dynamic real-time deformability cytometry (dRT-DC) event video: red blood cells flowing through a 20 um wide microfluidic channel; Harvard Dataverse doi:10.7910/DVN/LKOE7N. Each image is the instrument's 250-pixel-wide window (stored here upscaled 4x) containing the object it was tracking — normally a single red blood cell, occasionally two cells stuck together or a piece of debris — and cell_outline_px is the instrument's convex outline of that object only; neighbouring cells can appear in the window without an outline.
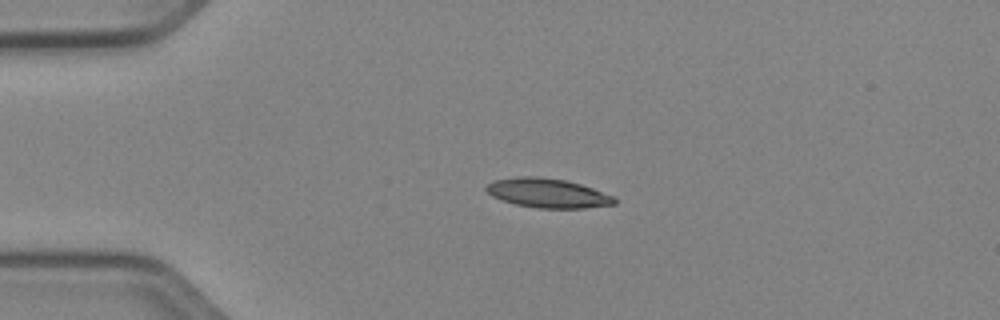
{"species": "Egyptian fruit bat (a non-hibernating species)", "species_latin": "Rousettus aegyptiacus", "temperature_condition": "cold", "stored_images_in_passage": 25, "camera_frame_rate_fps": 3000, "um_per_image_px": 0.085, "animal": {"sex": "female"}, "frame": {"image": 1, "passage_image": 1, "time_ms": 0.0, "image_size_px": [1000, 320], "cell_outline_px": [[616, 204], [584, 208], [536, 208], [516, 204], [500, 200], [492, 196], [484, 188], [488, 184], [496, 180], [516, 176], [536, 176], [564, 180], [580, 184], [592, 188], [612, 196], [616, 200]], "centroid_in_image_um": [46.52, 16.41], "position_along_channel_um": 38.5, "area_um2": 21.73}}
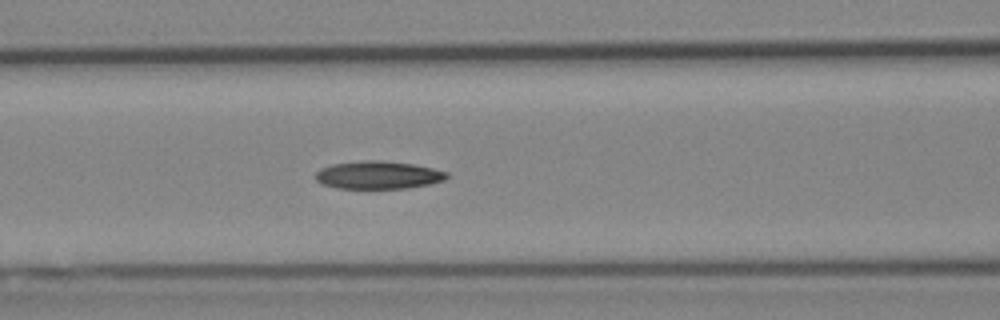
{"frame": {"image": 2, "passage_image": 11, "time_ms": 3.333, "image_size_px": [1000, 320], "cell_outline_px": [[448, 176], [444, 180], [432, 184], [408, 188], [336, 188], [320, 184], [316, 180], [316, 172], [320, 168], [332, 164], [368, 160], [376, 160], [412, 164], [432, 168], [448, 172]], "centroid_in_image_um": [32.14, 14.88], "position_along_channel_um": 134.5, "area_um2": 21.27}}
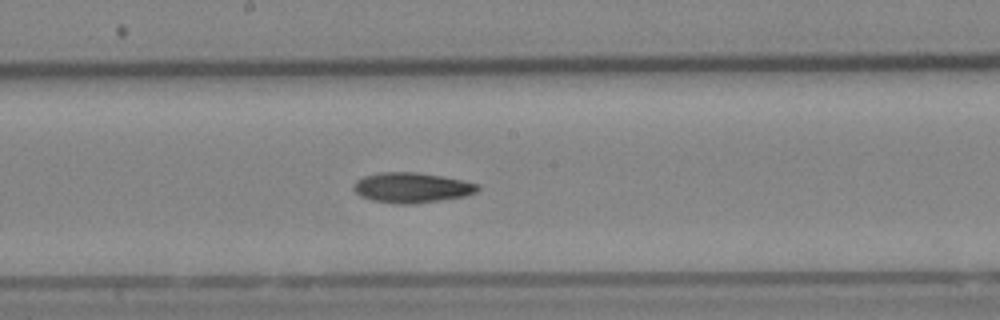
{"frame": {"image": 3, "passage_image": 17, "time_ms": 5.333, "image_size_px": [1000, 320], "cell_outline_px": [[480, 188], [476, 192], [464, 196], [444, 200], [416, 204], [392, 204], [372, 200], [360, 196], [352, 188], [356, 180], [364, 176], [380, 172], [416, 172], [440, 176], [480, 184]], "centroid_in_image_um": [34.98, 15.96], "position_along_channel_um": 213.2, "area_um2": 21.96}}